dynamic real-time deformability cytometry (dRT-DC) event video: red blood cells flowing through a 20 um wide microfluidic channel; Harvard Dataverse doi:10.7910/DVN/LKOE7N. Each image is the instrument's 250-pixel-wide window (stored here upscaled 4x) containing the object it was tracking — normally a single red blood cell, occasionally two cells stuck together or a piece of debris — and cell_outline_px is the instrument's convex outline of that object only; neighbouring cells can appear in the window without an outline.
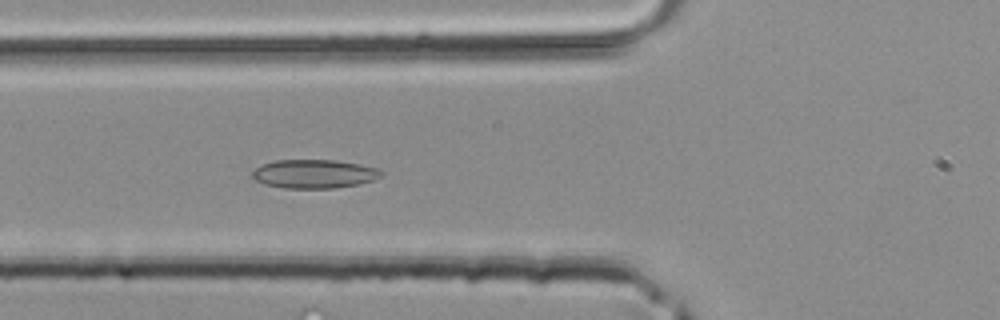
{"species": "common noctule bat (a hibernating species)", "species_latin": "Nyctalus noctula", "temperature_condition": "room temperature", "stored_images_in_passage": 33, "camera_frame_rate_fps": 3000, "um_per_image_px": 0.085, "animal": {"sex": "male", "body_mass_g": 20.4}, "frame": {"image": 1, "passage_image": 7, "time_ms": 2.0, "image_size_px": [1000, 320], "cell_outline_px": [[384, 172], [380, 176], [372, 180], [360, 184], [332, 188], [284, 188], [264, 184], [256, 180], [252, 176], [252, 172], [260, 164], [276, 160], [336, 160], [360, 164], [376, 168]], "centroid_in_image_um": [26.68, 14.77], "position_along_channel_um": 99.1, "area_um2": 21.56}}
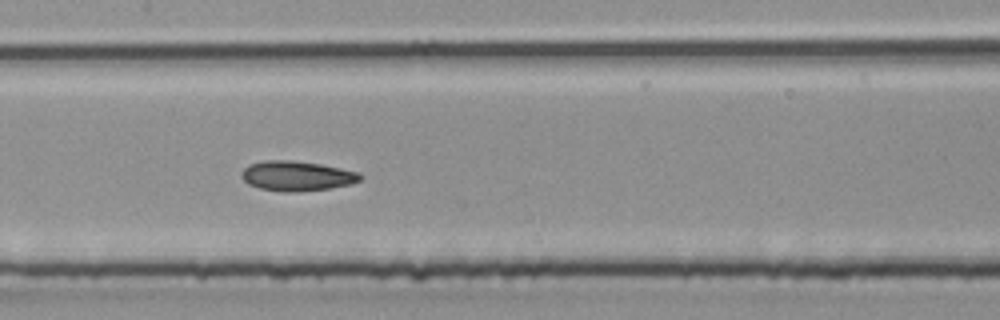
{"frame": {"image": 2, "passage_image": 12, "time_ms": 3.667, "image_size_px": [1000, 320], "cell_outline_px": [[364, 176], [360, 180], [352, 184], [328, 188], [292, 192], [284, 192], [260, 188], [248, 184], [240, 176], [240, 172], [248, 164], [264, 160], [292, 160], [320, 164], [360, 172]], "centroid_in_image_um": [25.21, 14.94], "position_along_channel_um": 182.2, "area_um2": 20.75}}
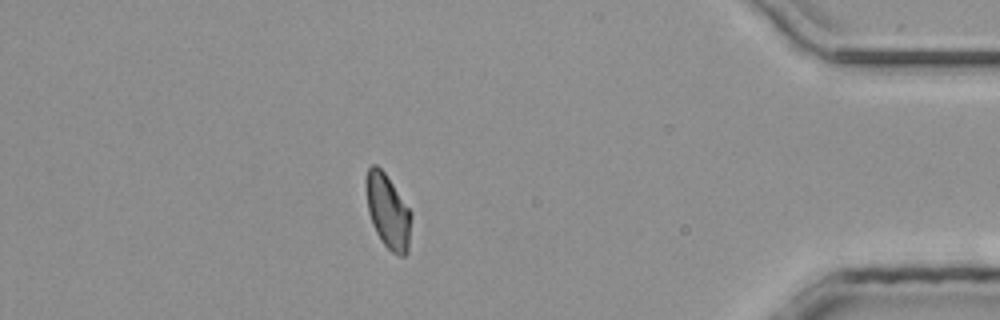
{"frame": {"image": 3, "passage_image": 28, "time_ms": 9.0, "image_size_px": [1000, 320], "cell_outline_px": [[412, 216], [408, 252], [404, 256], [400, 256], [392, 252], [380, 240], [372, 224], [368, 212], [364, 188], [364, 180], [368, 168], [372, 164], [376, 164], [384, 172], [412, 212]], "centroid_in_image_um": [32.95, 17.95], "position_along_channel_um": 402.2, "area_um2": 19.88}}